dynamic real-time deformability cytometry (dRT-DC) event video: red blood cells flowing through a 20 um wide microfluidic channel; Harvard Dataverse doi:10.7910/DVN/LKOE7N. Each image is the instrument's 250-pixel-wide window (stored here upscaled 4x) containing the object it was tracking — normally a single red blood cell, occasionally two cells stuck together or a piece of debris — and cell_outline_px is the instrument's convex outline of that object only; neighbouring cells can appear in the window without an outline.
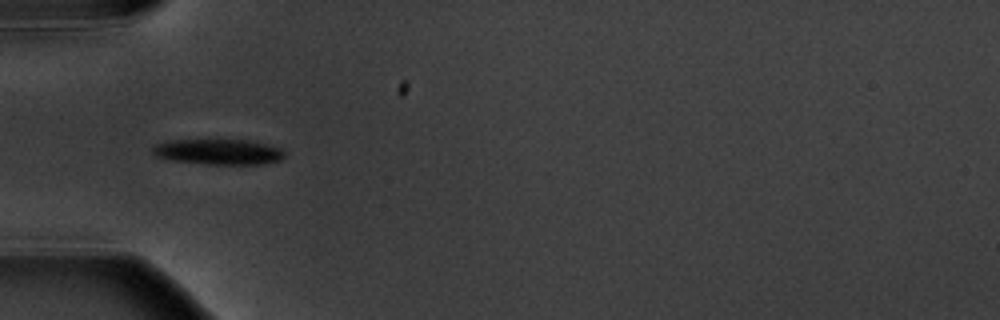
{"species": "common noctule bat (a hibernating species)", "species_latin": "Nyctalus noctula", "temperature_condition": "warm", "stored_images_in_passage": 10, "camera_frame_rate_fps": 3000, "um_per_image_px": 0.085, "animal": {"sex": "male", "body_mass_g": 20.1, "forearm_length_mm": 53.5}, "frame": {"image": 1, "passage_image": 6, "time_ms": 6.0, "image_size_px": [1000, 320], "cell_outline_px": [[284, 156], [280, 160], [264, 164], [208, 164], [172, 160], [156, 156], [152, 152], [152, 148], [156, 144], [172, 140], [248, 140], [280, 148], [284, 152]], "centroid_in_image_um": [18.57, 12.91], "position_along_channel_um": 66.4, "area_um2": 19.36}}